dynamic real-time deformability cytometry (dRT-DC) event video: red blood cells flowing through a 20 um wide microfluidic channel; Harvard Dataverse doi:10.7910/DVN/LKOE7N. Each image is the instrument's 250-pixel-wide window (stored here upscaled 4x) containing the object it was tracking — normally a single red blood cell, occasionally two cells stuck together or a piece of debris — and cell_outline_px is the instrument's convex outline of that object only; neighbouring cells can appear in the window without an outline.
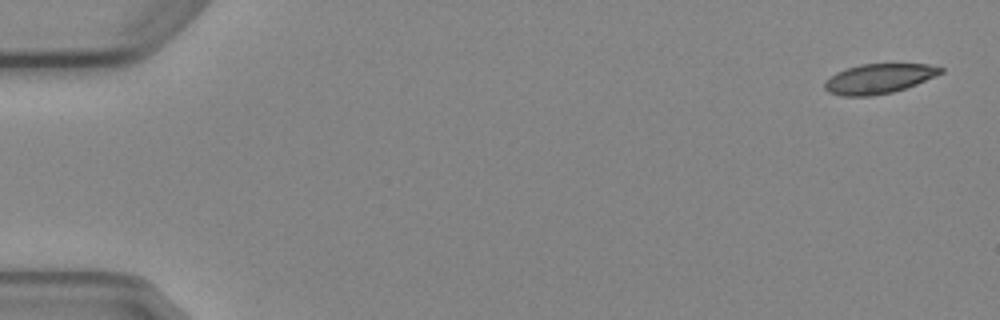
{"species": "Egyptian fruit bat (a non-hibernating species)", "species_latin": "Rousettus aegyptiacus", "temperature_condition": "cold", "stored_images_in_passage": 5, "camera_frame_rate_fps": 3000, "um_per_image_px": 0.085, "animal": {"sex": "female"}, "frame": {"image": 1, "passage_image": 1, "time_ms": 0.0, "image_size_px": [1000, 320], "cell_outline_px": [[944, 72], [916, 84], [892, 92], [872, 96], [840, 96], [828, 92], [824, 88], [824, 80], [836, 72], [844, 68], [860, 64], [928, 64], [944, 68]], "centroid_in_image_um": [74.65, 6.68], "position_along_channel_um": 10.4, "area_um2": 20.23}}
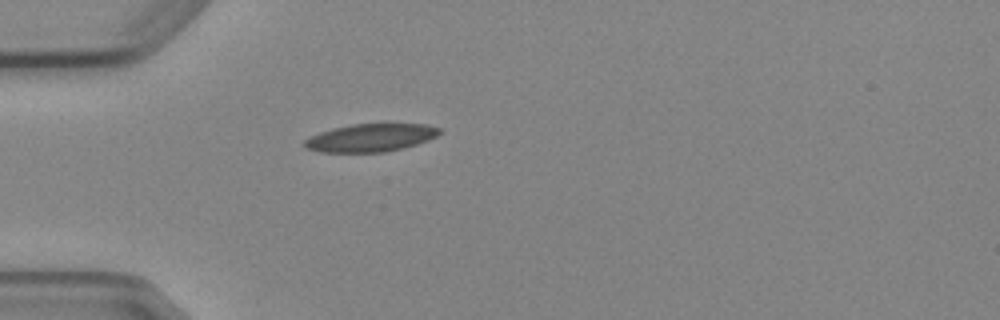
{"frame": {"image": 2, "passage_image": 5, "time_ms": 4.667, "image_size_px": [1000, 320], "cell_outline_px": [[444, 132], [428, 140], [416, 144], [384, 152], [320, 152], [304, 148], [300, 144], [304, 140], [320, 132], [332, 128], [352, 124], [428, 124], [440, 128]], "centroid_in_image_um": [31.48, 11.7], "position_along_channel_um": 53.5, "area_um2": 22.02}}